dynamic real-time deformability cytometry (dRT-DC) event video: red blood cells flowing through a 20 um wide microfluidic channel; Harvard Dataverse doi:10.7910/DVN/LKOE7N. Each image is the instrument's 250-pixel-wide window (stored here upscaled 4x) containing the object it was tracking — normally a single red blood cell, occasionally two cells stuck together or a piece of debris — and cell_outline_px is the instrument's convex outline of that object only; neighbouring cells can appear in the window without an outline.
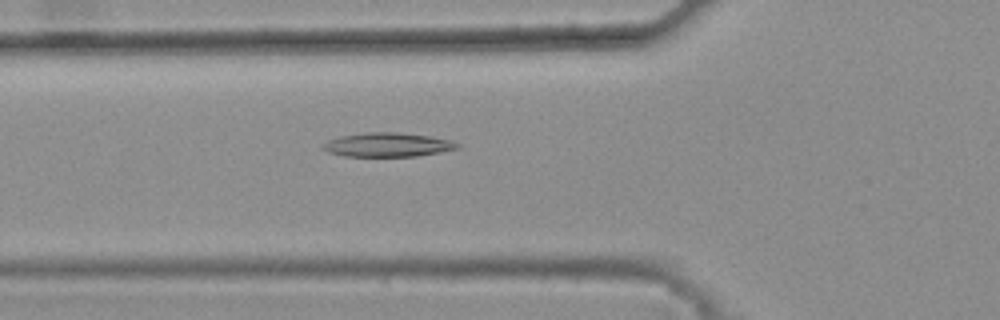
{"species": "common noctule bat (a hibernating species)", "species_latin": "Nyctalus noctula", "temperature_condition": "warm", "stored_images_in_passage": 42, "camera_frame_rate_fps": 3000, "um_per_image_px": 0.085, "animal": {"sex": "female", "body_mass_g": 25.1}, "frame": {"image": 1, "passage_image": 14, "time_ms": 4.333, "image_size_px": [1000, 320], "cell_outline_px": [[460, 148], [440, 152], [416, 156], [344, 156], [328, 152], [320, 148], [328, 140], [340, 136], [364, 132], [396, 132], [428, 136], [452, 140], [460, 144]], "centroid_in_image_um": [32.94, 12.3], "position_along_channel_um": 92.9, "area_um2": 18.84}}
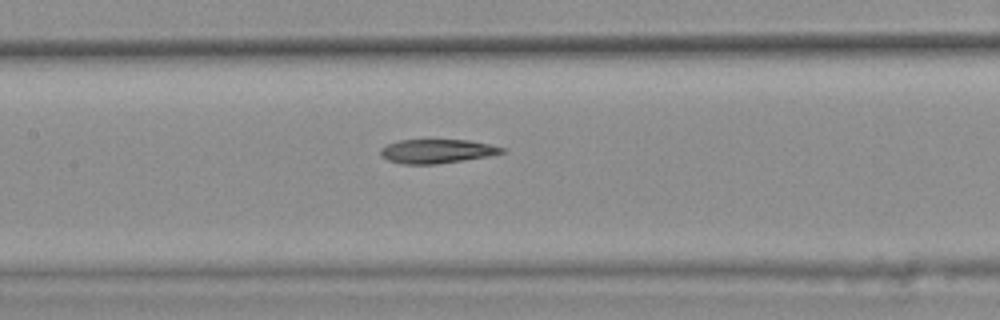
{"frame": {"image": 2, "passage_image": 20, "time_ms": 6.333, "image_size_px": [1000, 320], "cell_outline_px": [[504, 152], [488, 156], [436, 164], [404, 164], [388, 160], [380, 156], [380, 148], [388, 144], [400, 140], [468, 140], [492, 144], [504, 148]], "centroid_in_image_um": [37.12, 12.85], "position_along_channel_um": 170.3, "area_um2": 16.88}}
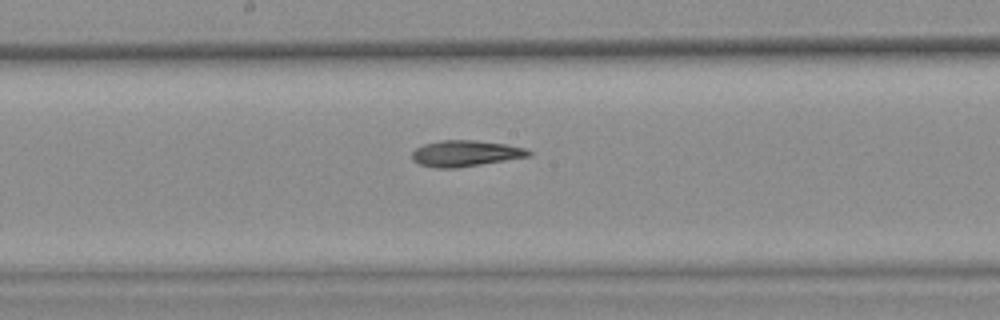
{"frame": {"image": 3, "passage_image": 23, "time_ms": 7.333, "image_size_px": [1000, 320], "cell_outline_px": [[532, 156], [456, 168], [436, 168], [420, 164], [412, 160], [412, 152], [416, 148], [424, 144], [440, 140], [476, 140], [504, 144], [524, 148], [532, 152]], "centroid_in_image_um": [39.55, 13.04], "position_along_channel_um": 208.6, "area_um2": 17.69}}